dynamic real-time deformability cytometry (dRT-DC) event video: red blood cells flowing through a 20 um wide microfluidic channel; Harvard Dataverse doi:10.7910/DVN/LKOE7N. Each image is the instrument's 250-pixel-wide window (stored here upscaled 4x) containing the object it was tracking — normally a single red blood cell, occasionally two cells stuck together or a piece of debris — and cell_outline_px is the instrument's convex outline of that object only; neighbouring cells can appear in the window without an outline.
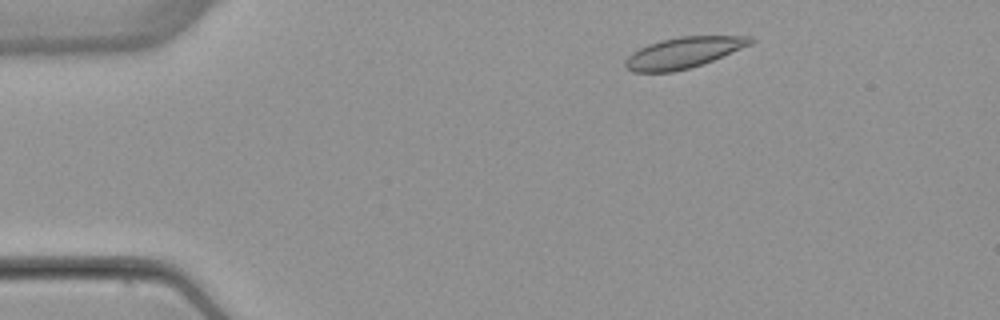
{"species": "common noctule bat (a hibernating species)", "species_latin": "Nyctalus noctula", "temperature_condition": "warm", "stored_images_in_passage": 48, "camera_frame_rate_fps": 3000, "um_per_image_px": 0.085, "animal": {"sex": "female", "body_mass_g": 22.7, "forearm_length_mm": 54.2}, "frame": {"image": 1, "passage_image": 4, "time_ms": 1.0, "image_size_px": [1000, 320], "cell_outline_px": [[756, 40], [752, 44], [712, 60], [688, 68], [672, 72], [632, 72], [624, 64], [624, 60], [632, 52], [648, 44], [660, 40], [680, 36], [752, 36]], "centroid_in_image_um": [58.08, 4.46], "position_along_channel_um": 26.9, "area_um2": 22.43}}
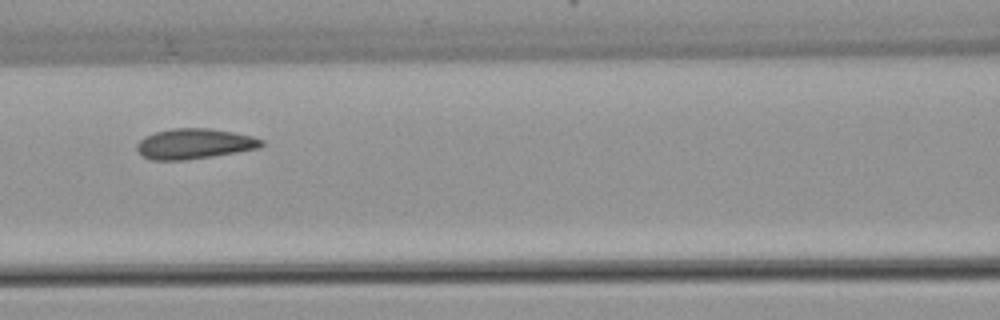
{"frame": {"image": 2, "passage_image": 19, "time_ms": 6.0, "image_size_px": [1000, 320], "cell_outline_px": [[264, 144], [260, 148], [212, 156], [184, 160], [152, 160], [140, 156], [136, 148], [136, 144], [144, 136], [156, 132], [172, 128], [208, 128], [232, 132], [252, 136], [264, 140]], "centroid_in_image_um": [16.49, 12.22], "position_along_channel_um": 150.1, "area_um2": 22.08}}
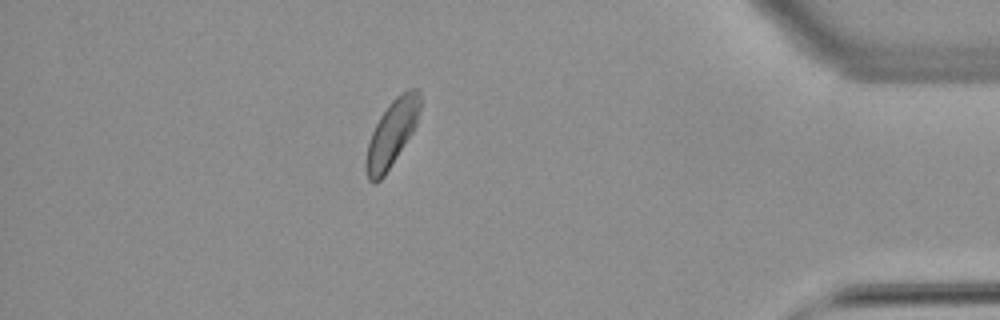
{"frame": {"image": 3, "passage_image": 42, "time_ms": 13.667, "image_size_px": [1000, 320], "cell_outline_px": [[420, 108], [416, 124], [412, 132], [384, 176], [380, 180], [368, 180], [364, 168], [364, 164], [368, 144], [372, 132], [380, 116], [388, 104], [400, 92], [408, 88], [416, 88], [420, 92]], "centroid_in_image_um": [33.3, 11.29], "position_along_channel_um": 401.9, "area_um2": 20.63}, "authors_computed_cell_mechanics": {"area_um2": 21.6172, "velocity_mm_per_s": 3.8295, "shape_relaxation_time_tau1_ms": 3.4882, "shape_relaxation_time_tau2_ms": null, "deformation_change_tau1": 0.0927, "deformation_change_tau2": null}}